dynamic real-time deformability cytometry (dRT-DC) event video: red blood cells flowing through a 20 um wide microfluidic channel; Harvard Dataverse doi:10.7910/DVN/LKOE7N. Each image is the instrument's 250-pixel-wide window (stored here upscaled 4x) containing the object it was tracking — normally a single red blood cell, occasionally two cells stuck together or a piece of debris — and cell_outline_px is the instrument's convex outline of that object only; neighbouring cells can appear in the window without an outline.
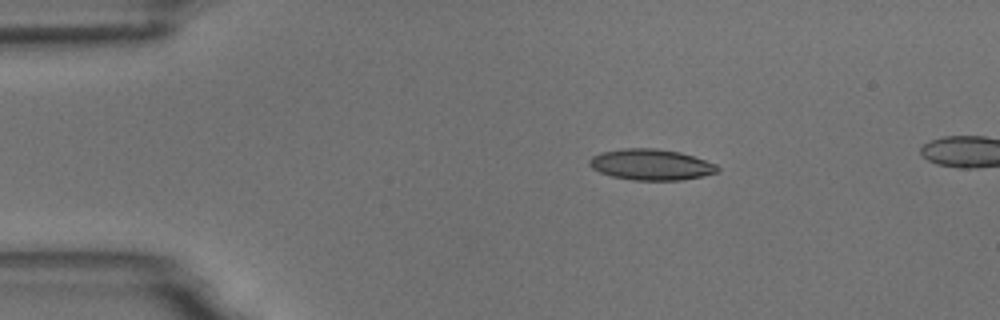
{"species": "common noctule bat (a hibernating species)", "species_latin": "Nyctalus noctula", "temperature_condition": "room temperature", "stored_images_in_passage": 4, "camera_frame_rate_fps": 3000, "um_per_image_px": 0.085, "animal": {"sex": "male", "body_mass_g": 18.8}, "frame": {"image": 1, "passage_image": 1, "time_ms": 0.0, "image_size_px": [1000, 320], "cell_outline_px": [[720, 172], [704, 176], [680, 180], [632, 180], [612, 176], [600, 172], [592, 168], [588, 164], [588, 160], [592, 156], [600, 152], [620, 148], [656, 148], [680, 152], [716, 164], [720, 168]], "centroid_in_image_um": [55.33, 13.99], "position_along_channel_um": 29.7, "area_um2": 23.29}}